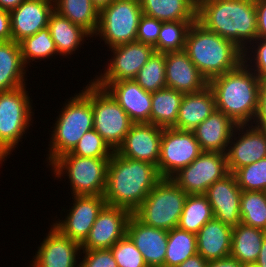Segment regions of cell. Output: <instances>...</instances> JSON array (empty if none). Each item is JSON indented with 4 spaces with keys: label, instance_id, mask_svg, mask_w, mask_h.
Returning a JSON list of instances; mask_svg holds the SVG:
<instances>
[{
    "label": "cell",
    "instance_id": "31",
    "mask_svg": "<svg viewBox=\"0 0 266 267\" xmlns=\"http://www.w3.org/2000/svg\"><path fill=\"white\" fill-rule=\"evenodd\" d=\"M183 95L167 87L153 92L150 123L162 128H172L176 124Z\"/></svg>",
    "mask_w": 266,
    "mask_h": 267
},
{
    "label": "cell",
    "instance_id": "52",
    "mask_svg": "<svg viewBox=\"0 0 266 267\" xmlns=\"http://www.w3.org/2000/svg\"><path fill=\"white\" fill-rule=\"evenodd\" d=\"M94 4V6L99 10V12L110 5L113 0H91Z\"/></svg>",
    "mask_w": 266,
    "mask_h": 267
},
{
    "label": "cell",
    "instance_id": "53",
    "mask_svg": "<svg viewBox=\"0 0 266 267\" xmlns=\"http://www.w3.org/2000/svg\"><path fill=\"white\" fill-rule=\"evenodd\" d=\"M243 267H261V266L259 264H257L256 262H254V263L244 264Z\"/></svg>",
    "mask_w": 266,
    "mask_h": 267
},
{
    "label": "cell",
    "instance_id": "38",
    "mask_svg": "<svg viewBox=\"0 0 266 267\" xmlns=\"http://www.w3.org/2000/svg\"><path fill=\"white\" fill-rule=\"evenodd\" d=\"M22 59L26 65L32 59H45L58 54L48 27L40 29L32 36L19 42Z\"/></svg>",
    "mask_w": 266,
    "mask_h": 267
},
{
    "label": "cell",
    "instance_id": "30",
    "mask_svg": "<svg viewBox=\"0 0 266 267\" xmlns=\"http://www.w3.org/2000/svg\"><path fill=\"white\" fill-rule=\"evenodd\" d=\"M50 35L55 43L56 50L61 55L72 54L81 45L84 37L91 35L81 26L73 24L70 20L53 12L49 18Z\"/></svg>",
    "mask_w": 266,
    "mask_h": 267
},
{
    "label": "cell",
    "instance_id": "50",
    "mask_svg": "<svg viewBox=\"0 0 266 267\" xmlns=\"http://www.w3.org/2000/svg\"><path fill=\"white\" fill-rule=\"evenodd\" d=\"M25 0H0V9L11 11L21 5Z\"/></svg>",
    "mask_w": 266,
    "mask_h": 267
},
{
    "label": "cell",
    "instance_id": "10",
    "mask_svg": "<svg viewBox=\"0 0 266 267\" xmlns=\"http://www.w3.org/2000/svg\"><path fill=\"white\" fill-rule=\"evenodd\" d=\"M142 14L139 0H113L100 11L94 35L99 34L109 48L135 42Z\"/></svg>",
    "mask_w": 266,
    "mask_h": 267
},
{
    "label": "cell",
    "instance_id": "29",
    "mask_svg": "<svg viewBox=\"0 0 266 267\" xmlns=\"http://www.w3.org/2000/svg\"><path fill=\"white\" fill-rule=\"evenodd\" d=\"M266 231L239 223L232 228L230 256L242 264L256 262Z\"/></svg>",
    "mask_w": 266,
    "mask_h": 267
},
{
    "label": "cell",
    "instance_id": "13",
    "mask_svg": "<svg viewBox=\"0 0 266 267\" xmlns=\"http://www.w3.org/2000/svg\"><path fill=\"white\" fill-rule=\"evenodd\" d=\"M114 57L105 73L95 79V83L134 79L139 70L155 52L154 47L140 42H131L111 47Z\"/></svg>",
    "mask_w": 266,
    "mask_h": 267
},
{
    "label": "cell",
    "instance_id": "11",
    "mask_svg": "<svg viewBox=\"0 0 266 267\" xmlns=\"http://www.w3.org/2000/svg\"><path fill=\"white\" fill-rule=\"evenodd\" d=\"M202 149L193 131L163 128L157 171L161 178H172L191 164Z\"/></svg>",
    "mask_w": 266,
    "mask_h": 267
},
{
    "label": "cell",
    "instance_id": "18",
    "mask_svg": "<svg viewBox=\"0 0 266 267\" xmlns=\"http://www.w3.org/2000/svg\"><path fill=\"white\" fill-rule=\"evenodd\" d=\"M96 84L111 94L133 123H150L152 93L134 79Z\"/></svg>",
    "mask_w": 266,
    "mask_h": 267
},
{
    "label": "cell",
    "instance_id": "17",
    "mask_svg": "<svg viewBox=\"0 0 266 267\" xmlns=\"http://www.w3.org/2000/svg\"><path fill=\"white\" fill-rule=\"evenodd\" d=\"M242 190L237 185L233 173L214 182L204 194L214 215V218L230 227L241 223L240 198Z\"/></svg>",
    "mask_w": 266,
    "mask_h": 267
},
{
    "label": "cell",
    "instance_id": "20",
    "mask_svg": "<svg viewBox=\"0 0 266 267\" xmlns=\"http://www.w3.org/2000/svg\"><path fill=\"white\" fill-rule=\"evenodd\" d=\"M53 12V0H25L10 11L12 40L19 43L47 27Z\"/></svg>",
    "mask_w": 266,
    "mask_h": 267
},
{
    "label": "cell",
    "instance_id": "23",
    "mask_svg": "<svg viewBox=\"0 0 266 267\" xmlns=\"http://www.w3.org/2000/svg\"><path fill=\"white\" fill-rule=\"evenodd\" d=\"M81 245L52 227L39 247L32 267H75ZM79 251V252H78ZM77 267H80L78 264Z\"/></svg>",
    "mask_w": 266,
    "mask_h": 267
},
{
    "label": "cell",
    "instance_id": "14",
    "mask_svg": "<svg viewBox=\"0 0 266 267\" xmlns=\"http://www.w3.org/2000/svg\"><path fill=\"white\" fill-rule=\"evenodd\" d=\"M132 213L121 207L105 205L99 212L82 250L110 249L127 234V224Z\"/></svg>",
    "mask_w": 266,
    "mask_h": 267
},
{
    "label": "cell",
    "instance_id": "49",
    "mask_svg": "<svg viewBox=\"0 0 266 267\" xmlns=\"http://www.w3.org/2000/svg\"><path fill=\"white\" fill-rule=\"evenodd\" d=\"M208 261H206L200 254H195L182 262L177 267H206Z\"/></svg>",
    "mask_w": 266,
    "mask_h": 267
},
{
    "label": "cell",
    "instance_id": "7",
    "mask_svg": "<svg viewBox=\"0 0 266 267\" xmlns=\"http://www.w3.org/2000/svg\"><path fill=\"white\" fill-rule=\"evenodd\" d=\"M109 159L85 158L69 152L58 157L51 165L57 177H61L66 170L73 196H103Z\"/></svg>",
    "mask_w": 266,
    "mask_h": 267
},
{
    "label": "cell",
    "instance_id": "24",
    "mask_svg": "<svg viewBox=\"0 0 266 267\" xmlns=\"http://www.w3.org/2000/svg\"><path fill=\"white\" fill-rule=\"evenodd\" d=\"M237 124L222 111L214 112L194 130V135L202 151L226 154L230 140L234 137Z\"/></svg>",
    "mask_w": 266,
    "mask_h": 267
},
{
    "label": "cell",
    "instance_id": "41",
    "mask_svg": "<svg viewBox=\"0 0 266 267\" xmlns=\"http://www.w3.org/2000/svg\"><path fill=\"white\" fill-rule=\"evenodd\" d=\"M110 249L118 267H148L142 253L127 235Z\"/></svg>",
    "mask_w": 266,
    "mask_h": 267
},
{
    "label": "cell",
    "instance_id": "6",
    "mask_svg": "<svg viewBox=\"0 0 266 267\" xmlns=\"http://www.w3.org/2000/svg\"><path fill=\"white\" fill-rule=\"evenodd\" d=\"M187 195L171 178H161L133 214L145 225L172 230L178 225Z\"/></svg>",
    "mask_w": 266,
    "mask_h": 267
},
{
    "label": "cell",
    "instance_id": "19",
    "mask_svg": "<svg viewBox=\"0 0 266 267\" xmlns=\"http://www.w3.org/2000/svg\"><path fill=\"white\" fill-rule=\"evenodd\" d=\"M142 253L148 267L164 266L168 231L142 223L134 214L127 224V234Z\"/></svg>",
    "mask_w": 266,
    "mask_h": 267
},
{
    "label": "cell",
    "instance_id": "32",
    "mask_svg": "<svg viewBox=\"0 0 266 267\" xmlns=\"http://www.w3.org/2000/svg\"><path fill=\"white\" fill-rule=\"evenodd\" d=\"M54 11L81 26L91 37L97 31L100 12L91 0H54Z\"/></svg>",
    "mask_w": 266,
    "mask_h": 267
},
{
    "label": "cell",
    "instance_id": "42",
    "mask_svg": "<svg viewBox=\"0 0 266 267\" xmlns=\"http://www.w3.org/2000/svg\"><path fill=\"white\" fill-rule=\"evenodd\" d=\"M162 23L158 19L142 14L139 20L136 41L155 47Z\"/></svg>",
    "mask_w": 266,
    "mask_h": 267
},
{
    "label": "cell",
    "instance_id": "40",
    "mask_svg": "<svg viewBox=\"0 0 266 267\" xmlns=\"http://www.w3.org/2000/svg\"><path fill=\"white\" fill-rule=\"evenodd\" d=\"M111 150L108 144L93 128L84 134L70 153L85 158H111L114 152Z\"/></svg>",
    "mask_w": 266,
    "mask_h": 267
},
{
    "label": "cell",
    "instance_id": "5",
    "mask_svg": "<svg viewBox=\"0 0 266 267\" xmlns=\"http://www.w3.org/2000/svg\"><path fill=\"white\" fill-rule=\"evenodd\" d=\"M84 91L71 97L54 126L49 162L71 152L84 134L93 129V110L91 104V83ZM52 143V144H51Z\"/></svg>",
    "mask_w": 266,
    "mask_h": 267
},
{
    "label": "cell",
    "instance_id": "3",
    "mask_svg": "<svg viewBox=\"0 0 266 267\" xmlns=\"http://www.w3.org/2000/svg\"><path fill=\"white\" fill-rule=\"evenodd\" d=\"M246 60L234 70L211 79L216 109L222 111L237 125L247 124L256 115L261 79L248 67Z\"/></svg>",
    "mask_w": 266,
    "mask_h": 267
},
{
    "label": "cell",
    "instance_id": "39",
    "mask_svg": "<svg viewBox=\"0 0 266 267\" xmlns=\"http://www.w3.org/2000/svg\"><path fill=\"white\" fill-rule=\"evenodd\" d=\"M233 174L242 191L266 192V157L237 169Z\"/></svg>",
    "mask_w": 266,
    "mask_h": 267
},
{
    "label": "cell",
    "instance_id": "16",
    "mask_svg": "<svg viewBox=\"0 0 266 267\" xmlns=\"http://www.w3.org/2000/svg\"><path fill=\"white\" fill-rule=\"evenodd\" d=\"M74 199L75 202L65 220H60L52 226L81 245L106 201L101 195L74 196Z\"/></svg>",
    "mask_w": 266,
    "mask_h": 267
},
{
    "label": "cell",
    "instance_id": "43",
    "mask_svg": "<svg viewBox=\"0 0 266 267\" xmlns=\"http://www.w3.org/2000/svg\"><path fill=\"white\" fill-rule=\"evenodd\" d=\"M80 267H118L111 249L83 250Z\"/></svg>",
    "mask_w": 266,
    "mask_h": 267
},
{
    "label": "cell",
    "instance_id": "2",
    "mask_svg": "<svg viewBox=\"0 0 266 267\" xmlns=\"http://www.w3.org/2000/svg\"><path fill=\"white\" fill-rule=\"evenodd\" d=\"M197 21L234 42L243 51V60L250 59L245 43L257 39L255 0H197Z\"/></svg>",
    "mask_w": 266,
    "mask_h": 267
},
{
    "label": "cell",
    "instance_id": "8",
    "mask_svg": "<svg viewBox=\"0 0 266 267\" xmlns=\"http://www.w3.org/2000/svg\"><path fill=\"white\" fill-rule=\"evenodd\" d=\"M26 86L0 92V162L10 154L31 121Z\"/></svg>",
    "mask_w": 266,
    "mask_h": 267
},
{
    "label": "cell",
    "instance_id": "22",
    "mask_svg": "<svg viewBox=\"0 0 266 267\" xmlns=\"http://www.w3.org/2000/svg\"><path fill=\"white\" fill-rule=\"evenodd\" d=\"M165 75L167 88L183 94L200 91L208 85L184 50L165 53Z\"/></svg>",
    "mask_w": 266,
    "mask_h": 267
},
{
    "label": "cell",
    "instance_id": "1",
    "mask_svg": "<svg viewBox=\"0 0 266 267\" xmlns=\"http://www.w3.org/2000/svg\"><path fill=\"white\" fill-rule=\"evenodd\" d=\"M160 179L155 165L123 157L114 151L107 167L103 195L106 205L121 207L133 214Z\"/></svg>",
    "mask_w": 266,
    "mask_h": 267
},
{
    "label": "cell",
    "instance_id": "46",
    "mask_svg": "<svg viewBox=\"0 0 266 267\" xmlns=\"http://www.w3.org/2000/svg\"><path fill=\"white\" fill-rule=\"evenodd\" d=\"M257 12V38L266 39V0H255Z\"/></svg>",
    "mask_w": 266,
    "mask_h": 267
},
{
    "label": "cell",
    "instance_id": "34",
    "mask_svg": "<svg viewBox=\"0 0 266 267\" xmlns=\"http://www.w3.org/2000/svg\"><path fill=\"white\" fill-rule=\"evenodd\" d=\"M197 253L196 234L179 227L168 231L164 267H177Z\"/></svg>",
    "mask_w": 266,
    "mask_h": 267
},
{
    "label": "cell",
    "instance_id": "15",
    "mask_svg": "<svg viewBox=\"0 0 266 267\" xmlns=\"http://www.w3.org/2000/svg\"><path fill=\"white\" fill-rule=\"evenodd\" d=\"M162 133L163 128L152 123H133L115 152L123 157L149 162L157 167Z\"/></svg>",
    "mask_w": 266,
    "mask_h": 267
},
{
    "label": "cell",
    "instance_id": "33",
    "mask_svg": "<svg viewBox=\"0 0 266 267\" xmlns=\"http://www.w3.org/2000/svg\"><path fill=\"white\" fill-rule=\"evenodd\" d=\"M213 217L211 205L204 194L187 195L177 227L197 234Z\"/></svg>",
    "mask_w": 266,
    "mask_h": 267
},
{
    "label": "cell",
    "instance_id": "45",
    "mask_svg": "<svg viewBox=\"0 0 266 267\" xmlns=\"http://www.w3.org/2000/svg\"><path fill=\"white\" fill-rule=\"evenodd\" d=\"M260 40L258 47L255 50L254 60L256 69L254 73L261 79H266V39L257 38ZM256 57V58H255ZM256 71V72H255Z\"/></svg>",
    "mask_w": 266,
    "mask_h": 267
},
{
    "label": "cell",
    "instance_id": "44",
    "mask_svg": "<svg viewBox=\"0 0 266 267\" xmlns=\"http://www.w3.org/2000/svg\"><path fill=\"white\" fill-rule=\"evenodd\" d=\"M255 127L266 131V79L261 80L258 92V107L254 117Z\"/></svg>",
    "mask_w": 266,
    "mask_h": 267
},
{
    "label": "cell",
    "instance_id": "9",
    "mask_svg": "<svg viewBox=\"0 0 266 267\" xmlns=\"http://www.w3.org/2000/svg\"><path fill=\"white\" fill-rule=\"evenodd\" d=\"M91 104L93 128L112 151H116L133 122L111 94L94 80L91 82Z\"/></svg>",
    "mask_w": 266,
    "mask_h": 267
},
{
    "label": "cell",
    "instance_id": "28",
    "mask_svg": "<svg viewBox=\"0 0 266 267\" xmlns=\"http://www.w3.org/2000/svg\"><path fill=\"white\" fill-rule=\"evenodd\" d=\"M25 67L19 43L0 41V92L24 86Z\"/></svg>",
    "mask_w": 266,
    "mask_h": 267
},
{
    "label": "cell",
    "instance_id": "21",
    "mask_svg": "<svg viewBox=\"0 0 266 267\" xmlns=\"http://www.w3.org/2000/svg\"><path fill=\"white\" fill-rule=\"evenodd\" d=\"M251 125L245 130L246 124H238L236 130H242V136L234 142L226 152L227 165L230 173L246 165H250L266 157V131ZM244 133V135H243ZM236 140V142H235ZM233 144V146H231ZM230 148V149H229Z\"/></svg>",
    "mask_w": 266,
    "mask_h": 267
},
{
    "label": "cell",
    "instance_id": "51",
    "mask_svg": "<svg viewBox=\"0 0 266 267\" xmlns=\"http://www.w3.org/2000/svg\"><path fill=\"white\" fill-rule=\"evenodd\" d=\"M256 263L259 264L261 267H266V235L264 237V241L261 246Z\"/></svg>",
    "mask_w": 266,
    "mask_h": 267
},
{
    "label": "cell",
    "instance_id": "25",
    "mask_svg": "<svg viewBox=\"0 0 266 267\" xmlns=\"http://www.w3.org/2000/svg\"><path fill=\"white\" fill-rule=\"evenodd\" d=\"M216 110L214 93L209 85L202 90L184 94L176 124L178 130L193 131Z\"/></svg>",
    "mask_w": 266,
    "mask_h": 267
},
{
    "label": "cell",
    "instance_id": "47",
    "mask_svg": "<svg viewBox=\"0 0 266 267\" xmlns=\"http://www.w3.org/2000/svg\"><path fill=\"white\" fill-rule=\"evenodd\" d=\"M12 40L10 11L0 9V41Z\"/></svg>",
    "mask_w": 266,
    "mask_h": 267
},
{
    "label": "cell",
    "instance_id": "4",
    "mask_svg": "<svg viewBox=\"0 0 266 267\" xmlns=\"http://www.w3.org/2000/svg\"><path fill=\"white\" fill-rule=\"evenodd\" d=\"M184 51L208 82L243 62V51L234 42L209 31L197 20L188 30Z\"/></svg>",
    "mask_w": 266,
    "mask_h": 267
},
{
    "label": "cell",
    "instance_id": "37",
    "mask_svg": "<svg viewBox=\"0 0 266 267\" xmlns=\"http://www.w3.org/2000/svg\"><path fill=\"white\" fill-rule=\"evenodd\" d=\"M134 80L147 92L166 88L165 54L154 52Z\"/></svg>",
    "mask_w": 266,
    "mask_h": 267
},
{
    "label": "cell",
    "instance_id": "27",
    "mask_svg": "<svg viewBox=\"0 0 266 267\" xmlns=\"http://www.w3.org/2000/svg\"><path fill=\"white\" fill-rule=\"evenodd\" d=\"M142 13L168 21H196L197 0H139Z\"/></svg>",
    "mask_w": 266,
    "mask_h": 267
},
{
    "label": "cell",
    "instance_id": "36",
    "mask_svg": "<svg viewBox=\"0 0 266 267\" xmlns=\"http://www.w3.org/2000/svg\"><path fill=\"white\" fill-rule=\"evenodd\" d=\"M195 21H168L163 22L155 52H179L185 49L186 36L192 23Z\"/></svg>",
    "mask_w": 266,
    "mask_h": 267
},
{
    "label": "cell",
    "instance_id": "48",
    "mask_svg": "<svg viewBox=\"0 0 266 267\" xmlns=\"http://www.w3.org/2000/svg\"><path fill=\"white\" fill-rule=\"evenodd\" d=\"M244 264L240 263L232 256H227L218 260L208 261L206 267H243Z\"/></svg>",
    "mask_w": 266,
    "mask_h": 267
},
{
    "label": "cell",
    "instance_id": "12",
    "mask_svg": "<svg viewBox=\"0 0 266 267\" xmlns=\"http://www.w3.org/2000/svg\"><path fill=\"white\" fill-rule=\"evenodd\" d=\"M229 173L226 154L203 151L171 179L188 195H199L205 194L214 182Z\"/></svg>",
    "mask_w": 266,
    "mask_h": 267
},
{
    "label": "cell",
    "instance_id": "35",
    "mask_svg": "<svg viewBox=\"0 0 266 267\" xmlns=\"http://www.w3.org/2000/svg\"><path fill=\"white\" fill-rule=\"evenodd\" d=\"M240 216L241 223L266 231V192L242 191Z\"/></svg>",
    "mask_w": 266,
    "mask_h": 267
},
{
    "label": "cell",
    "instance_id": "26",
    "mask_svg": "<svg viewBox=\"0 0 266 267\" xmlns=\"http://www.w3.org/2000/svg\"><path fill=\"white\" fill-rule=\"evenodd\" d=\"M196 241L197 252L206 261L230 256L232 227L213 217L198 231Z\"/></svg>",
    "mask_w": 266,
    "mask_h": 267
}]
</instances>
